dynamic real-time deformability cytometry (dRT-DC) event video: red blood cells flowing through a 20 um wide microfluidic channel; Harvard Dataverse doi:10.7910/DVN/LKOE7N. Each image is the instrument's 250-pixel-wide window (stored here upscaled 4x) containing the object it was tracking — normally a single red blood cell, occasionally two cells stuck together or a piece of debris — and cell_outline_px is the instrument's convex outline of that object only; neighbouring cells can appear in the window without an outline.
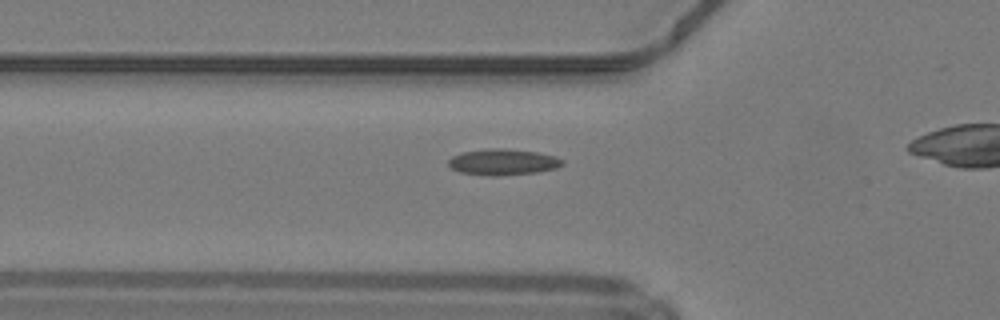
{"species": "common noctule bat (a hibernating species)", "species_latin": "Nyctalus noctula", "temperature_condition": "warm", "stored_images_in_passage": 33, "camera_frame_rate_fps": 3000, "um_per_image_px": 0.085, "animal": {"sex": "male", "body_mass_g": 19.2, "forearm_length_mm": 51.8}, "frame": {"image": 1, "passage_image": 10, "time_ms": 3.0, "image_size_px": [1000, 320], "cell_outline_px": [[564, 164], [556, 168], [536, 172], [496, 176], [488, 176], [460, 172], [452, 168], [448, 164], [448, 160], [452, 156], [460, 152], [488, 148], [504, 148], [536, 152], [556, 156], [564, 160]], "centroid_in_image_um": [42.74, 13.76], "position_along_channel_um": 83.1, "area_um2": 17.46}}
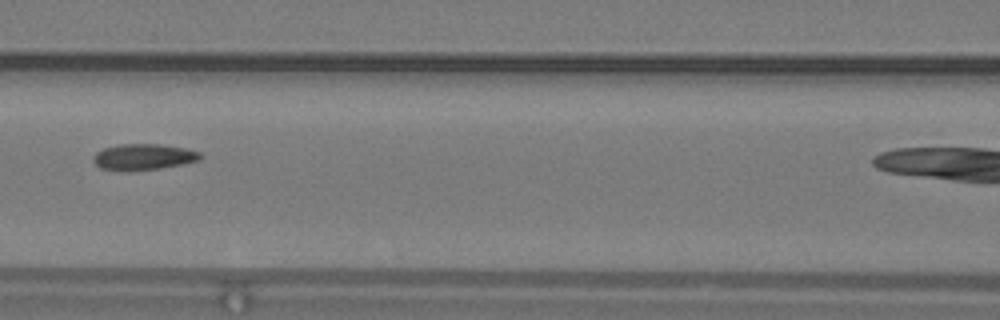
{"frame": {"image": 2, "passage_image": 15, "time_ms": 4.667, "image_size_px": [1000, 320], "cell_outline_px": [[204, 156], [200, 160], [160, 168], [128, 172], [120, 172], [100, 168], [92, 160], [92, 156], [96, 152], [104, 148], [120, 144], [160, 144], [188, 148], [200, 152]], "centroid_in_image_um": [12.18, 13.35], "position_along_channel_um": 154.4, "area_um2": 16.65}}